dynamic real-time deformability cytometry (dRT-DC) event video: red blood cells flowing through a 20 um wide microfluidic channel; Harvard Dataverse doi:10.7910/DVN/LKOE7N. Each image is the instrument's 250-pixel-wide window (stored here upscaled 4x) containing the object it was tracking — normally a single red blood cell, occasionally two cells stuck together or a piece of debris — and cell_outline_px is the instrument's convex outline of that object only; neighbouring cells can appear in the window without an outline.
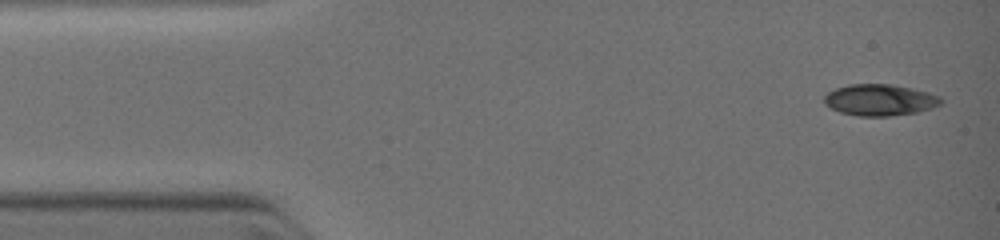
{"species": "common noctule bat (a hibernating species)", "species_latin": "Nyctalus noctula", "temperature_condition": "warm", "stored_images_in_passage": 16, "camera_frame_rate_fps": 3000, "um_per_image_px": 0.085, "animal": {"sex": "female", "body_mass_g": 19.0, "forearm_length_mm": 51.5}, "frame": {"image": 1, "passage_image": 1, "time_ms": 0.0, "image_size_px": [1000, 240], "cell_outline_px": [[944, 100], [940, 104], [932, 108], [916, 112], [888, 116], [860, 116], [840, 112], [824, 104], [824, 96], [828, 92], [836, 88], [848, 84], [892, 84], [912, 88], [928, 92]], "centroid_in_image_um": [74.77, 8.49], "position_along_channel_um": 10.2, "area_um2": 21.27}}
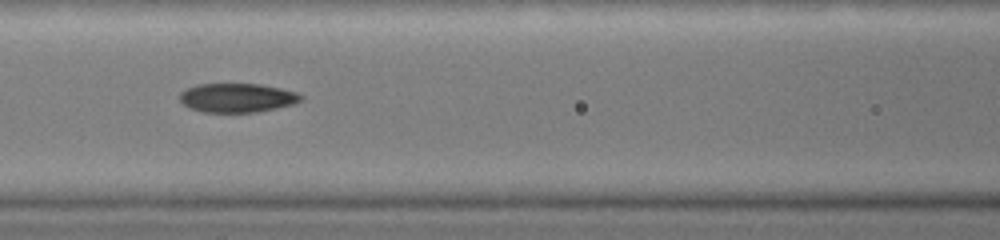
{"frame": {"image": 2, "passage_image": 14, "time_ms": 4.667, "image_size_px": [1000, 240], "cell_outline_px": [[304, 100], [296, 104], [256, 112], [204, 112], [192, 108], [184, 104], [180, 100], [180, 92], [196, 84], [260, 84], [280, 88], [296, 92], [304, 96]], "centroid_in_image_um": [20.22, 8.31], "position_along_channel_um": 146.4, "area_um2": 20.52}}
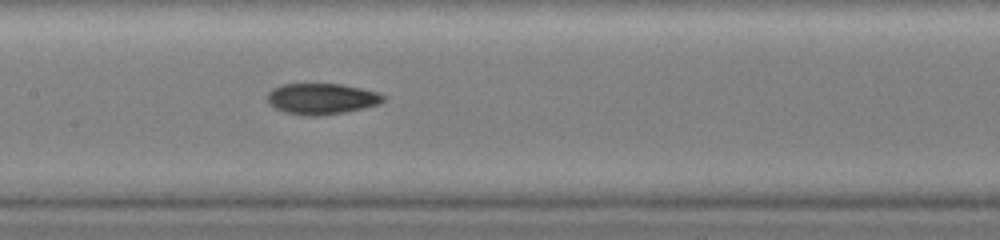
{"frame": {"image": 3, "passage_image": 16, "time_ms": 5.333, "image_size_px": [1000, 240], "cell_outline_px": [[388, 96], [380, 104], [364, 108], [344, 112], [320, 116], [288, 112], [276, 108], [268, 100], [268, 92], [272, 88], [284, 84], [340, 84], [380, 92]], "centroid_in_image_um": [27.42, 8.38], "position_along_channel_um": 180.0, "area_um2": 20.69}}